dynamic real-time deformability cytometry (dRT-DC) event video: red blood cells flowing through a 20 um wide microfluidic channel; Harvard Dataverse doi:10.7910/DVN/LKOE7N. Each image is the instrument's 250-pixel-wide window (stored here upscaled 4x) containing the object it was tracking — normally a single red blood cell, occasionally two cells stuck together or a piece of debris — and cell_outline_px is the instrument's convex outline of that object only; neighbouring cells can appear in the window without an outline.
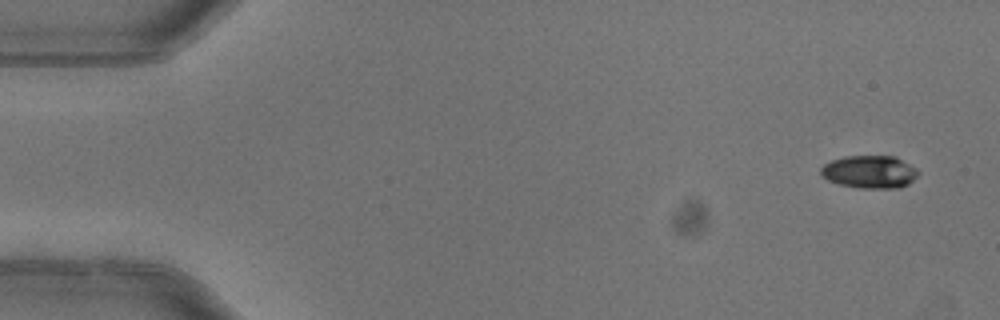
{"species": "common noctule bat (a hibernating species)", "species_latin": "Nyctalus noctula", "temperature_condition": "warm", "stored_images_in_passage": 6, "camera_frame_rate_fps": 3000, "um_per_image_px": 0.085, "animal": {"sex": "female"}, "frame": {"image": 1, "passage_image": 1, "time_ms": 0.0, "image_size_px": [1000, 320], "cell_outline_px": [[920, 172], [908, 184], [900, 188], [860, 188], [840, 184], [828, 180], [820, 172], [820, 168], [824, 164], [832, 160], [844, 156], [896, 156], [916, 168]], "centroid_in_image_um": [73.93, 14.6], "position_along_channel_um": 11.1, "area_um2": 18.55}}
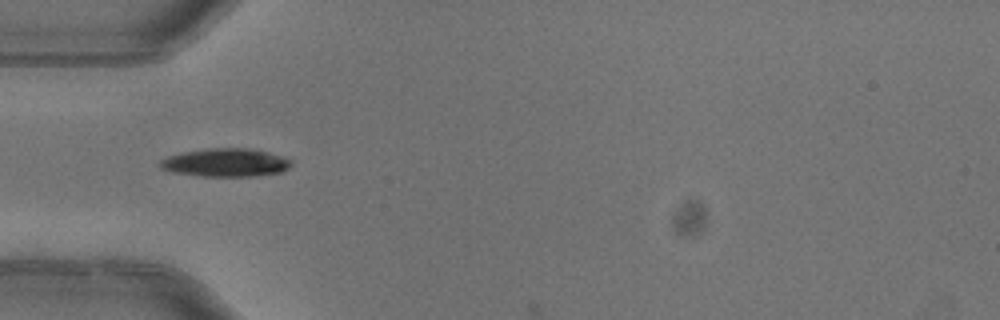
{"frame": {"image": 2, "passage_image": 5, "time_ms": 1.333, "image_size_px": [1000, 320], "cell_outline_px": [[292, 164], [288, 168], [280, 172], [252, 176], [204, 176], [172, 172], [160, 168], [160, 160], [168, 156], [180, 152], [208, 148], [248, 148], [268, 152], [292, 160]], "centroid_in_image_um": [19.15, 13.81], "position_along_channel_um": 65.8, "area_um2": 21.5}}